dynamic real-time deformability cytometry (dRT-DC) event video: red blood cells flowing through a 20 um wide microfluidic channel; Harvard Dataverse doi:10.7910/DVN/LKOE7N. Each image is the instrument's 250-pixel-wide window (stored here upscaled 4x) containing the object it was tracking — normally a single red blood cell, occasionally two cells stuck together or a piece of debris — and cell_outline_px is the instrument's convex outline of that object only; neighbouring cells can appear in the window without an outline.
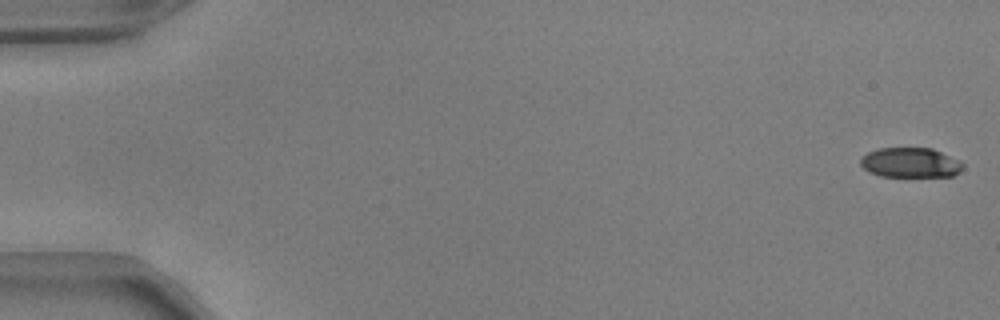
{"species": "common noctule bat (a hibernating species)", "species_latin": "Nyctalus noctula", "temperature_condition": "warm", "stored_images_in_passage": 53, "camera_frame_rate_fps": 3000, "um_per_image_px": 0.085, "animal": {"sex": "male", "body_mass_g": 17.9, "forearm_length_mm": 54.2}, "frame": {"image": 1, "passage_image": 1, "time_ms": 0.0, "image_size_px": [1000, 320], "cell_outline_px": [[964, 168], [960, 172], [952, 176], [880, 176], [868, 172], [860, 164], [860, 160], [868, 152], [880, 148], [932, 148], [960, 160], [964, 164]], "centroid_in_image_um": [77.41, 13.83], "position_along_channel_um": 7.6, "area_um2": 17.86}}
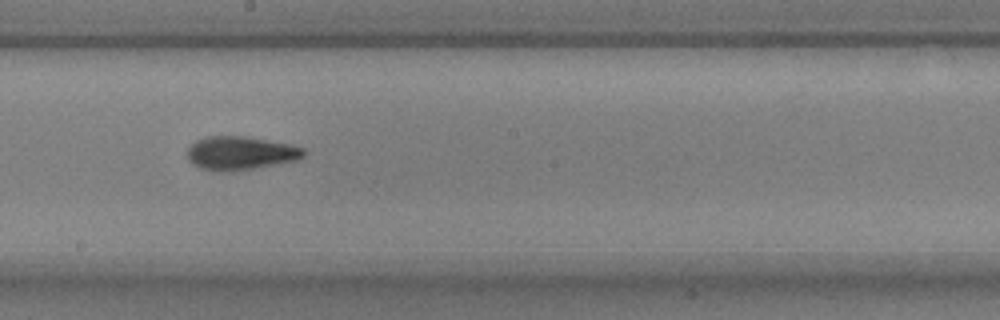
{"frame": {"image": 2, "passage_image": 30, "time_ms": 9.667, "image_size_px": [1000, 320], "cell_outline_px": [[304, 156], [296, 160], [236, 172], [212, 172], [200, 168], [192, 164], [188, 160], [188, 148], [196, 140], [208, 136], [244, 136], [288, 144], [304, 148]], "centroid_in_image_um": [20.39, 13.04], "position_along_channel_um": 227.8, "area_um2": 22.89}}
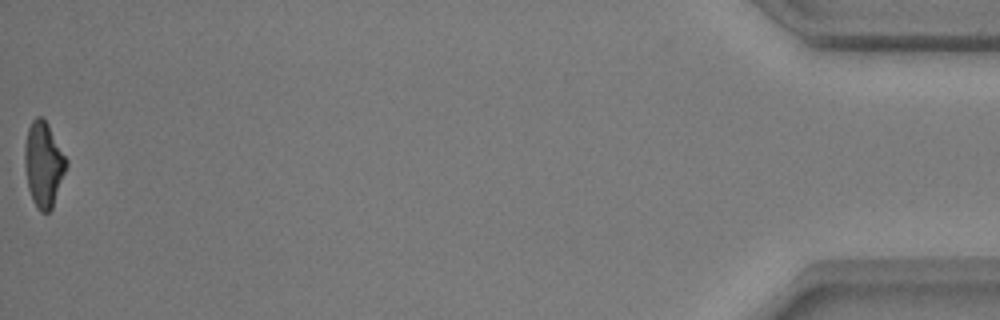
{"frame": {"image": 3, "passage_image": 53, "time_ms": 17.333, "image_size_px": [1000, 320], "cell_outline_px": [[68, 164], [52, 208], [48, 212], [40, 212], [36, 208], [32, 200], [28, 188], [24, 164], [24, 144], [28, 128], [32, 120], [36, 116], [40, 116], [48, 124], [68, 160]], "centroid_in_image_um": [3.69, 13.97], "position_along_channel_um": 431.5, "area_um2": 20.75}, "authors_computed_cell_mechanics": {"area_um2": 20.9814, "velocity_mm_per_s": 3.8607, "shape_relaxation_time_tau1_ms": 4.2532, "shape_relaxation_time_tau2_ms": 2.3036, "deformation_change_tau1": 0.1557, "deformation_change_tau2": 0.0878}}